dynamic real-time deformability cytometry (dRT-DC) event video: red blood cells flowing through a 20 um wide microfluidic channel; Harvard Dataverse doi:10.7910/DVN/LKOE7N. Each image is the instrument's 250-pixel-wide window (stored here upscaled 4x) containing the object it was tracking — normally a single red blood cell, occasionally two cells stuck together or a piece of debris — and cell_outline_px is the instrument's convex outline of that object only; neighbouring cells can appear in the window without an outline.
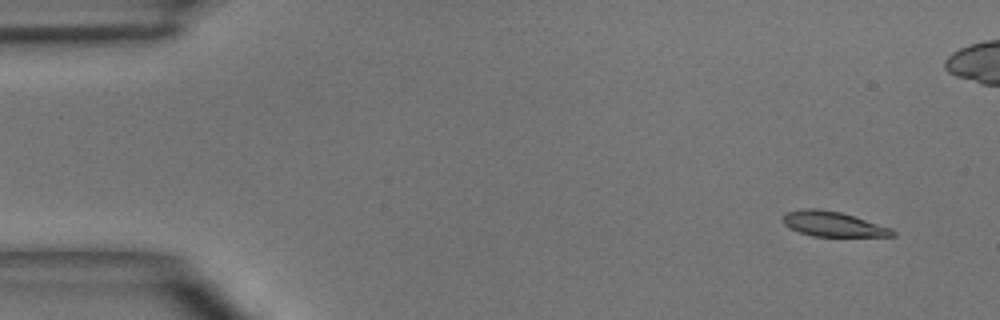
{"species": "common noctule bat (a hibernating species)", "species_latin": "Nyctalus noctula", "temperature_condition": "room temperature", "stored_images_in_passage": 5, "camera_frame_rate_fps": 3000, "um_per_image_px": 0.085, "animal": {"sex": "male", "body_mass_g": 15.6}, "frame": {"image": 1, "passage_image": 1, "time_ms": 0.0, "image_size_px": [1000, 320], "cell_outline_px": [[896, 236], [812, 236], [800, 232], [784, 224], [784, 212], [804, 208], [816, 208], [840, 212], [892, 228], [896, 232]], "centroid_in_image_um": [70.81, 19.04], "position_along_channel_um": 14.2, "area_um2": 15.78}}